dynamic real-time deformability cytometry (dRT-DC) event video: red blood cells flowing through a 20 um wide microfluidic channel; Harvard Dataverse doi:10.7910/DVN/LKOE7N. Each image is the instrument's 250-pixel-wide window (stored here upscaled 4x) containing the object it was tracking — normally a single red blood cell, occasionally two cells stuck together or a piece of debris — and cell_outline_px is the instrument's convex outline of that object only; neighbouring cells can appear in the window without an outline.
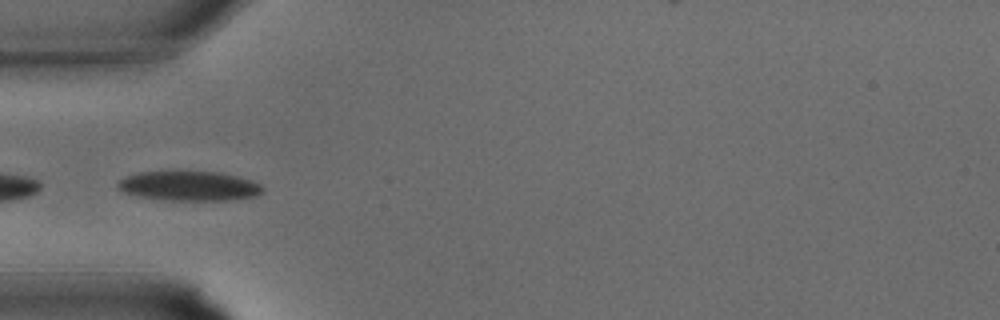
{"species": "common noctule bat (a hibernating species)", "species_latin": "Nyctalus noctula", "temperature_condition": "warm", "stored_images_in_passage": 24, "camera_frame_rate_fps": 3000, "um_per_image_px": 0.085, "animal": {"sex": "male", "body_mass_g": 15.6}, "frame": {"image": 1, "passage_image": 11, "time_ms": 3.333, "image_size_px": [1000, 320], "cell_outline_px": [[264, 192], [256, 196], [228, 200], [164, 200], [136, 196], [124, 192], [116, 188], [116, 184], [124, 176], [140, 172], [176, 168], [180, 168], [220, 172], [252, 180], [260, 184], [264, 188]], "centroid_in_image_um": [16.03, 15.75], "position_along_channel_um": 69.0, "area_um2": 26.3}}
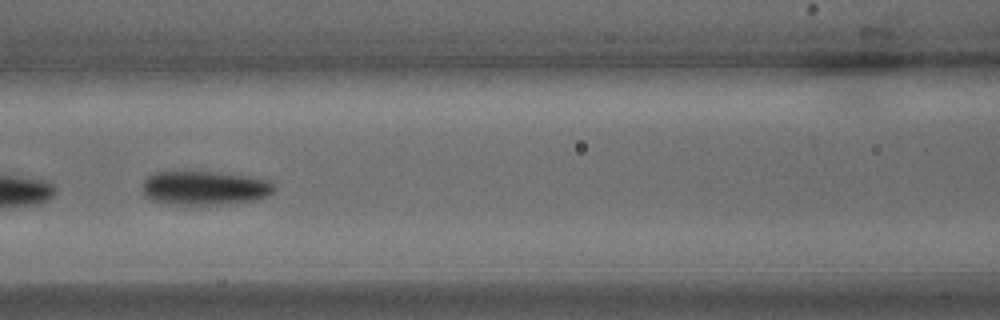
{"frame": {"image": 2, "passage_image": 15, "time_ms": 4.667, "image_size_px": [1000, 320], "cell_outline_px": [[276, 188], [268, 196], [256, 200], [224, 204], [168, 204], [148, 200], [144, 196], [140, 188], [140, 184], [148, 176], [156, 172], [216, 172], [248, 176], [268, 180], [276, 184]], "centroid_in_image_um": [17.36, 15.98], "position_along_channel_um": 149.2, "area_um2": 26.47}}
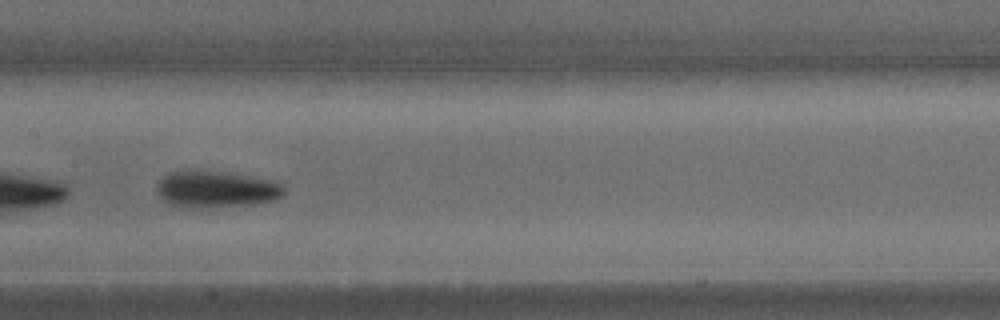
{"frame": {"image": 3, "passage_image": 17, "time_ms": 5.333, "image_size_px": [1000, 320], "cell_outline_px": [[284, 196], [276, 200], [252, 204], [192, 208], [180, 208], [168, 204], [156, 192], [156, 184], [168, 172], [220, 172], [264, 180], [280, 184], [284, 188]], "centroid_in_image_um": [18.3, 16.13], "position_along_channel_um": 189.1, "area_um2": 26.41}}